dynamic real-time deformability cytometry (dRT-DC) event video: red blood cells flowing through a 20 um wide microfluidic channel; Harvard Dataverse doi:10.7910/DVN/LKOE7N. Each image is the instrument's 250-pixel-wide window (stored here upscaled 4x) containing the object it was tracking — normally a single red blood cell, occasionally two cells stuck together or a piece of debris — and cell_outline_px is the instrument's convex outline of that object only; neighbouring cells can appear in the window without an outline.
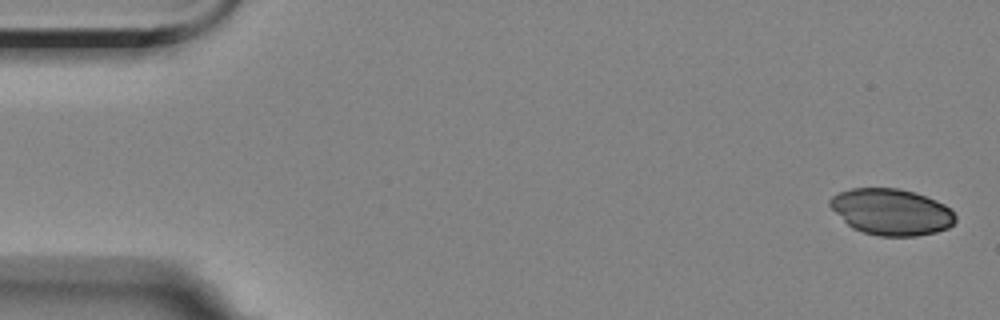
{"species": "Egyptian fruit bat (a non-hibernating species)", "species_latin": "Rousettus aegyptiacus", "temperature_condition": "room temperature", "stored_images_in_passage": 4, "camera_frame_rate_fps": 3000, "um_per_image_px": 0.085, "animal": {"sex": "female"}, "frame": {"image": 1, "passage_image": 1, "time_ms": 0.0, "image_size_px": [1000, 320], "cell_outline_px": [[956, 220], [948, 228], [936, 232], [916, 236], [880, 236], [864, 232], [852, 228], [828, 204], [828, 200], [832, 196], [840, 192], [852, 188], [896, 188], [912, 192], [936, 200], [944, 204], [956, 216]], "centroid_in_image_um": [75.76, 18.01], "position_along_channel_um": 9.2, "area_um2": 33.52}}